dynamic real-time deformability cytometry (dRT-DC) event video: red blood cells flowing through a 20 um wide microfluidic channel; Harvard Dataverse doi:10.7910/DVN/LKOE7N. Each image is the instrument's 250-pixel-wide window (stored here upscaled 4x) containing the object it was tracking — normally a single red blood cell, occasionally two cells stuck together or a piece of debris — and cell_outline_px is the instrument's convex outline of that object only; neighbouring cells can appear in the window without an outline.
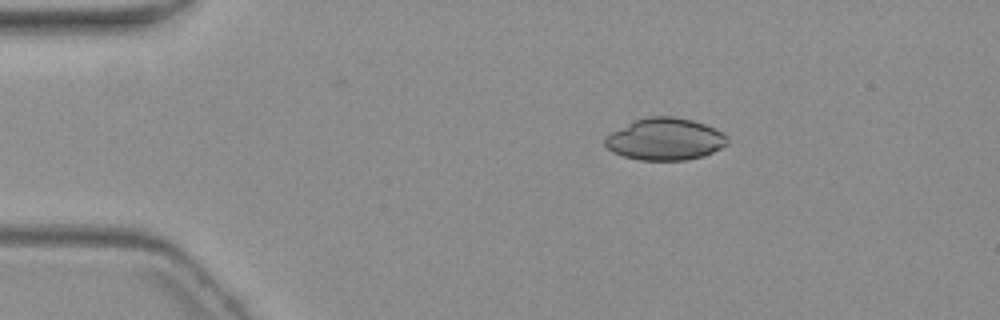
{"species": "common noctule bat (a hibernating species)", "species_latin": "Nyctalus noctula", "temperature_condition": "warm", "stored_images_in_passage": 5, "camera_frame_rate_fps": 3000, "um_per_image_px": 0.085, "animal": {"sex": "female", "body_mass_g": 19.3, "forearm_length_mm": 54.1}, "frame": {"image": 1, "passage_image": 2, "time_ms": 1.0, "image_size_px": [1000, 320], "cell_outline_px": [[728, 144], [704, 156], [684, 160], [640, 160], [624, 156], [612, 152], [604, 144], [604, 136], [636, 120], [648, 116], [672, 116], [692, 120], [704, 124], [724, 132], [728, 136]], "centroid_in_image_um": [56.55, 11.83], "position_along_channel_um": 28.5, "area_um2": 29.94}}